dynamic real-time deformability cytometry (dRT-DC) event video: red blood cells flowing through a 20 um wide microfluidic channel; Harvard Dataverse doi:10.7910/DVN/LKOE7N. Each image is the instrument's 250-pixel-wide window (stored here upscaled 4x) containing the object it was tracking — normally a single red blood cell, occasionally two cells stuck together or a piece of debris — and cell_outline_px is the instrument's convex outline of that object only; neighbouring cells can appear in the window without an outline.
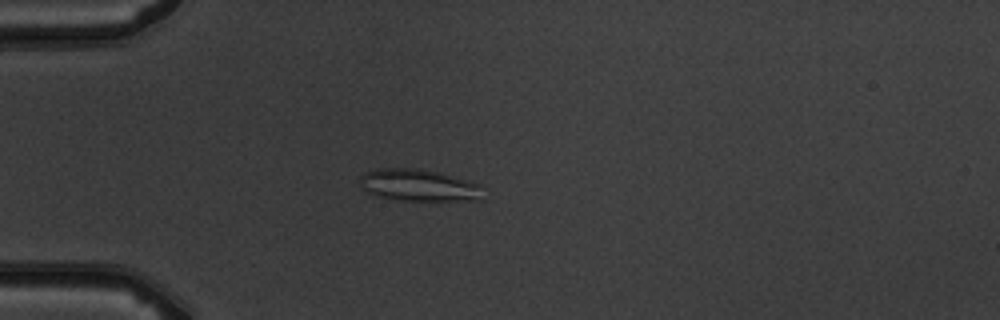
{"species": "common noctule bat (a hibernating species)", "species_latin": "Nyctalus noctula", "temperature_condition": "warm", "stored_images_in_passage": 4, "camera_frame_rate_fps": 3000, "um_per_image_px": 0.085, "animal": {"sex": "male", "body_mass_g": 19.5, "forearm_length_mm": 54.6}, "frame": {"image": 1, "passage_image": 3, "time_ms": 3.333, "image_size_px": [1000, 320], "cell_outline_px": [[484, 200], [404, 200], [376, 196], [368, 192], [360, 184], [360, 176], [364, 172], [384, 168], [416, 168], [440, 172], [480, 184]], "centroid_in_image_um": [35.62, 15.74], "position_along_channel_um": 49.4, "area_um2": 22.83}}